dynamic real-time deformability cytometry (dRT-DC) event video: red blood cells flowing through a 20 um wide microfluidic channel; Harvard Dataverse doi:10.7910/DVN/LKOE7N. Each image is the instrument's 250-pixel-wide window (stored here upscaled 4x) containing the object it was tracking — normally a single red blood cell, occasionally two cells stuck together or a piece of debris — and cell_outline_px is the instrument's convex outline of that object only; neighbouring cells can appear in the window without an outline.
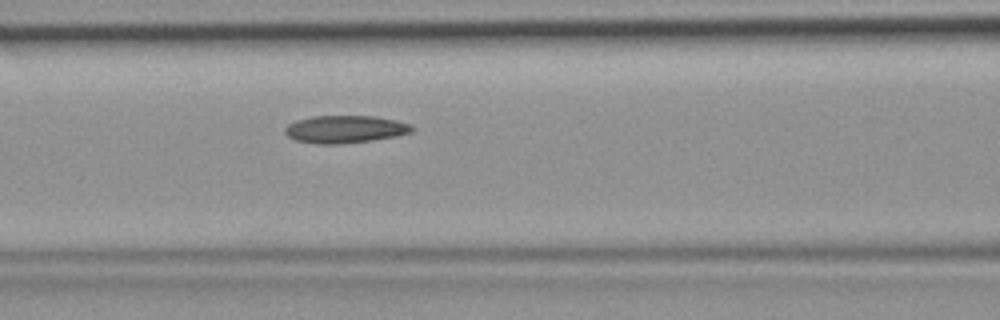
{"species": "common noctule bat (a hibernating species)", "species_latin": "Nyctalus noctula", "temperature_condition": "room temperature", "stored_images_in_passage": 7, "camera_frame_rate_fps": 3000, "um_per_image_px": 0.085, "animal": {"sex": "female", "body_mass_g": 19.9}, "frame": {"image": 1, "passage_image": 7, "time_ms": 2.0, "image_size_px": [1000, 320], "cell_outline_px": [[416, 128], [412, 132], [396, 136], [372, 140], [340, 144], [316, 144], [296, 140], [288, 136], [284, 132], [284, 128], [288, 124], [296, 120], [312, 116], [372, 116], [396, 120], [412, 124]], "centroid_in_image_um": [29.34, 10.98], "position_along_channel_um": 137.3, "area_um2": 20.52}}